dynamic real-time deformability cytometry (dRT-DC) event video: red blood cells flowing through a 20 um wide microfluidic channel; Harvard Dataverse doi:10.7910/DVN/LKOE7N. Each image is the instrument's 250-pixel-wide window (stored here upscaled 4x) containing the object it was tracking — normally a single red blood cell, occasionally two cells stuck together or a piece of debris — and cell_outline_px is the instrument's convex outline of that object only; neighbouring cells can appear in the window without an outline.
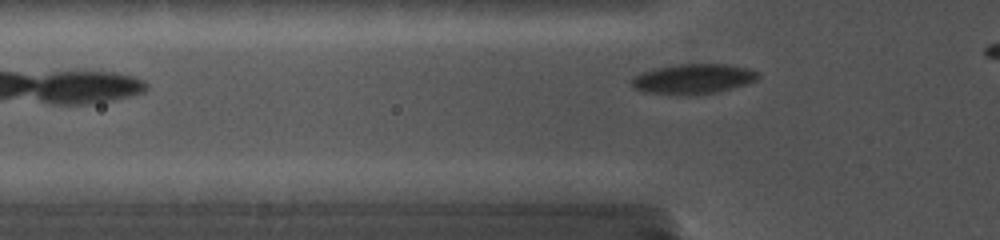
{"species": "common noctule bat (a hibernating species)", "species_latin": "Nyctalus noctula", "temperature_condition": "cold", "stored_images_in_passage": 8, "camera_frame_rate_fps": 5000, "um_per_image_px": 0.085, "animal": {"sex": "female", "body_mass_g": 19.0, "forearm_length_mm": 56.7}, "frame": {"image": 1, "passage_image": 4, "time_ms": 1.6, "image_size_px": [1000, 240], "cell_outline_px": [[760, 76], [756, 80], [748, 84], [716, 92], [644, 92], [632, 88], [628, 80], [632, 76], [656, 68], [676, 64], [724, 64], [748, 68], [760, 72]], "centroid_in_image_um": [58.93, 6.66], "position_along_channel_um": 66.9, "area_um2": 21.44}}
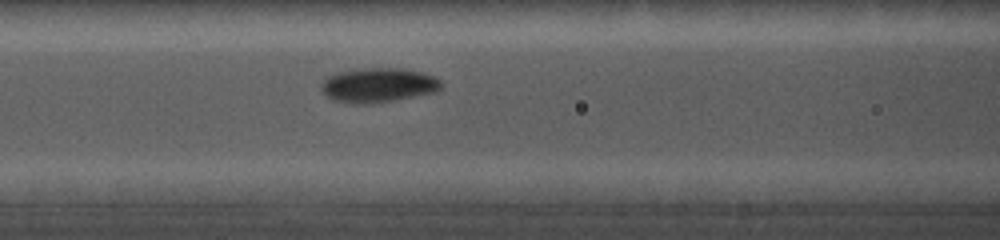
{"frame": {"image": 2, "passage_image": 7, "time_ms": 3.4, "image_size_px": [1000, 240], "cell_outline_px": [[444, 84], [436, 92], [396, 100], [368, 104], [348, 104], [332, 100], [320, 88], [320, 84], [328, 76], [336, 72], [360, 68], [404, 68], [420, 72], [432, 76], [440, 80]], "centroid_in_image_um": [32.13, 7.24], "position_along_channel_um": 134.5, "area_um2": 24.39}}